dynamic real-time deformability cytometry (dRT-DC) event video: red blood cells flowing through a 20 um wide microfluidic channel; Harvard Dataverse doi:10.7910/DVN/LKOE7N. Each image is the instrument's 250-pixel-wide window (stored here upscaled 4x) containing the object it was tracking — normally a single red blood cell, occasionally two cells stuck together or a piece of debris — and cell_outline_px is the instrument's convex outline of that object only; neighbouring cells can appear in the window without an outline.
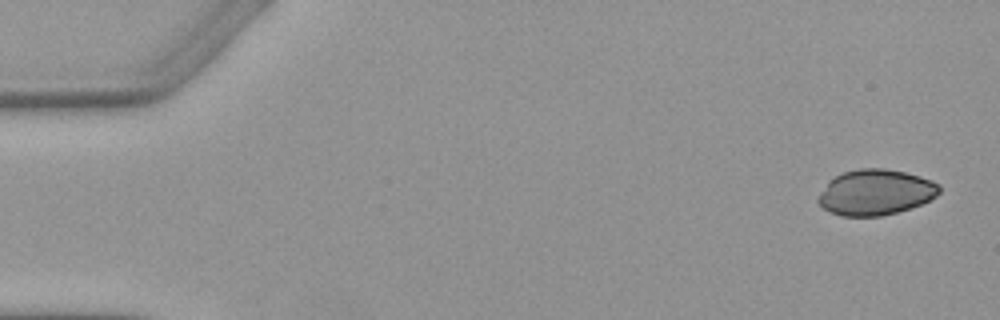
{"species": "Egyptian fruit bat (a non-hibernating species)", "species_latin": "Rousettus aegyptiacus", "temperature_condition": "warm", "stored_images_in_passage": 5, "camera_frame_rate_fps": 3000, "um_per_image_px": 0.085, "animal": {"sex": "female"}, "frame": {"image": 1, "passage_image": 1, "time_ms": 0.0, "image_size_px": [1000, 320], "cell_outline_px": [[940, 192], [936, 196], [920, 204], [896, 212], [880, 216], [840, 216], [828, 212], [816, 200], [820, 192], [828, 180], [844, 172], [860, 168], [884, 168], [904, 172], [920, 176], [932, 180], [940, 188]], "centroid_in_image_um": [74.38, 16.34], "position_along_channel_um": 10.6, "area_um2": 32.08}}
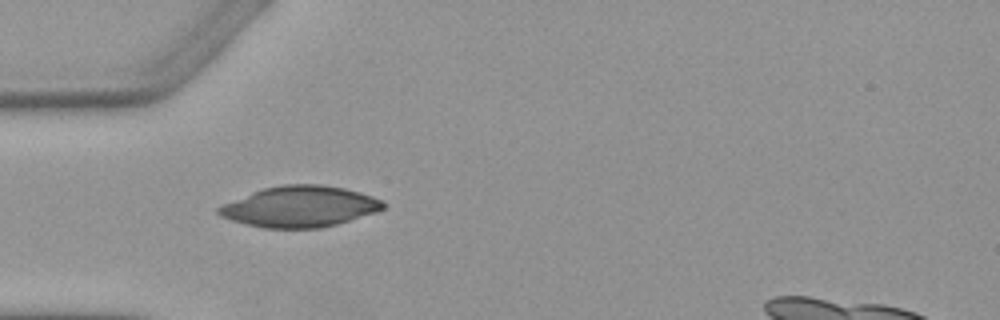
{"frame": {"image": 2, "passage_image": 5, "time_ms": 4.667, "image_size_px": [1000, 320], "cell_outline_px": [[384, 208], [376, 212], [336, 224], [320, 228], [264, 228], [232, 220], [220, 216], [216, 212], [216, 208], [224, 204], [264, 188], [284, 184], [320, 184], [344, 188], [360, 192], [372, 196], [380, 200], [384, 204]], "centroid_in_image_um": [25.49, 17.56], "position_along_channel_um": 59.5, "area_um2": 38.78}}